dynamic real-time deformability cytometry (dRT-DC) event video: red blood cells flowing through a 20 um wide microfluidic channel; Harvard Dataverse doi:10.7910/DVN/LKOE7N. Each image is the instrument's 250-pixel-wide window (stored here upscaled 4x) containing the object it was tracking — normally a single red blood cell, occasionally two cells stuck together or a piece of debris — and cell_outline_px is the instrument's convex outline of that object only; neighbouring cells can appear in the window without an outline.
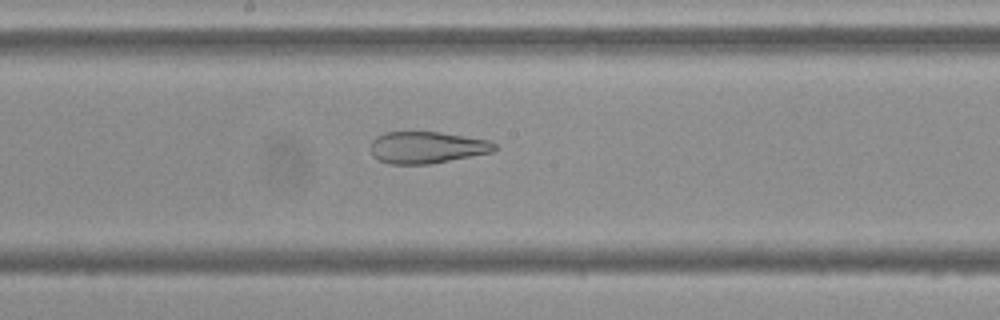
{"species": "Egyptian fruit bat (a non-hibernating species)", "species_latin": "Rousettus aegyptiacus", "temperature_condition": "cold", "stored_images_in_passage": 49, "camera_frame_rate_fps": 3000, "um_per_image_px": 0.085, "frame": {"image": 1, "passage_image": 29, "time_ms": 9.333, "image_size_px": [1000, 320], "cell_outline_px": [[496, 148], [492, 152], [428, 164], [392, 164], [380, 160], [372, 156], [372, 140], [376, 136], [384, 132], [440, 132], [492, 140], [496, 144]], "centroid_in_image_um": [36.3, 12.52], "position_along_channel_um": 211.9, "area_um2": 22.89}}
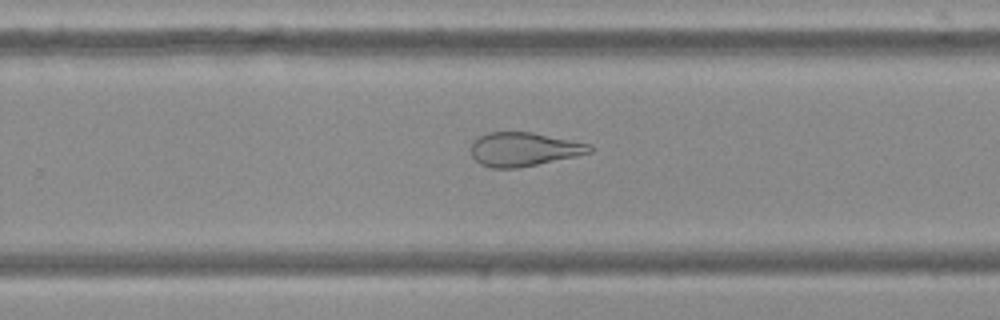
{"frame": {"image": 2, "passage_image": 35, "time_ms": 11.333, "image_size_px": [1000, 320], "cell_outline_px": [[596, 148], [592, 152], [576, 156], [516, 168], [492, 168], [480, 164], [472, 156], [472, 144], [480, 136], [488, 132], [532, 132], [592, 144]], "centroid_in_image_um": [44.57, 12.68], "position_along_channel_um": 285.2, "area_um2": 23.29}}
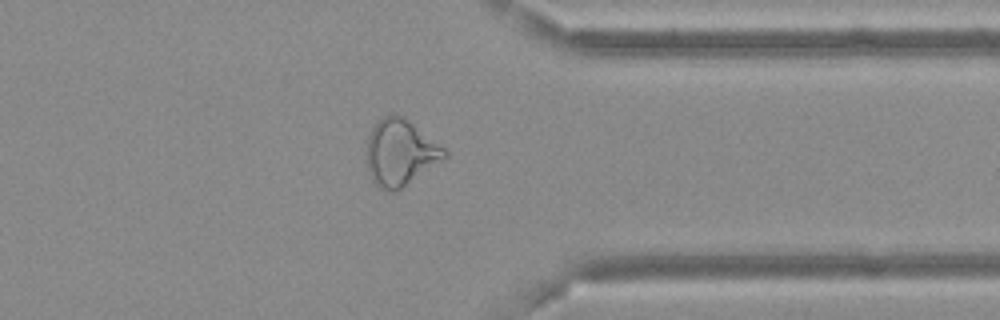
{"frame": {"image": 3, "passage_image": 43, "time_ms": 14.0, "image_size_px": [1000, 320], "cell_outline_px": [[448, 156], [396, 192], [388, 192], [376, 184], [372, 180], [368, 172], [368, 136], [372, 128], [384, 116], [392, 112], [404, 116], [444, 148], [448, 152]], "centroid_in_image_um": [34.03, 12.96], "position_along_channel_um": 377.4, "area_um2": 29.77}}